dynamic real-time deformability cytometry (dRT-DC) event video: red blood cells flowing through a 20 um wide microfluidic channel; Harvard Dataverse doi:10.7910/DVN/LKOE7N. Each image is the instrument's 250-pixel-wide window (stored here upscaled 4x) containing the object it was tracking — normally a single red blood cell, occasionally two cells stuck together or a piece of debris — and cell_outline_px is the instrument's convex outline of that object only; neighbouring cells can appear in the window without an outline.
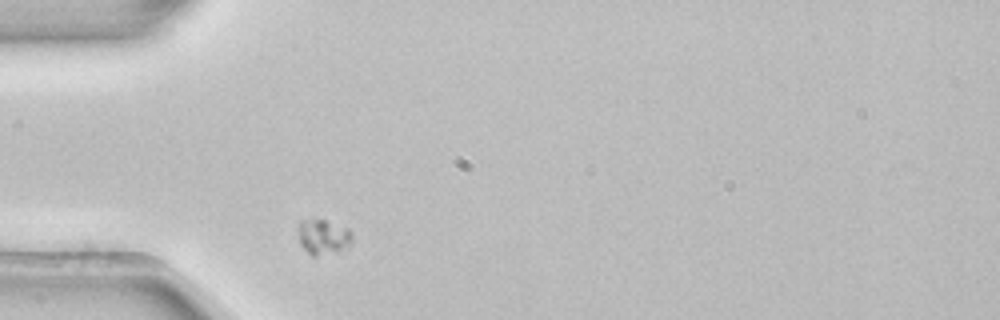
{"species": "common noctule bat (a hibernating species)", "species_latin": "Nyctalus noctula", "temperature_condition": "room temperature", "stored_images_in_passage": 1, "camera_frame_rate_fps": 3000, "um_per_image_px": 0.085, "animal": {"sex": "female", "body_mass_g": 22.7, "forearm_length_mm": 54.2}, "frame": {"image": 1, "passage_image": 1, "time_ms": 0.0, "image_size_px": [1000, 320], "cell_outline_px": [[352, 240], [348, 244], [336, 252], [316, 256], [312, 256], [300, 244], [300, 220], [324, 220], [348, 228], [352, 232]], "centroid_in_image_um": [27.49, 20.14], "position_along_channel_um": 57.5, "area_um2": 10.64}}